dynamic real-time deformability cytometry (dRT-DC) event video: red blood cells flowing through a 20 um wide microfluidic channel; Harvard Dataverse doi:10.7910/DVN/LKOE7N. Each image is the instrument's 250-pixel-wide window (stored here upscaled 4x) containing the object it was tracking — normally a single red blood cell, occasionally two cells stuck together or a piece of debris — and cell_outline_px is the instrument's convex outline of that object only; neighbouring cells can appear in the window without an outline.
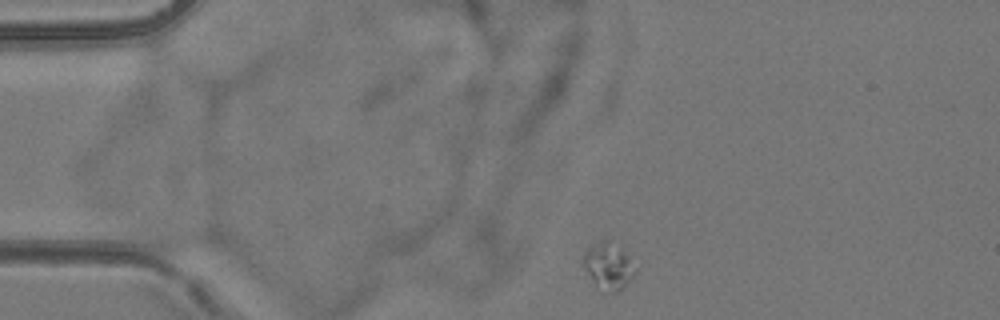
{"species": "common noctule bat (a hibernating species)", "species_latin": "Nyctalus noctula", "temperature_condition": "room temperature", "stored_images_in_passage": 3, "camera_frame_rate_fps": 3000, "um_per_image_px": 0.085, "animal": {"sex": "female", "body_mass_g": 24.6, "forearm_length_mm": 56.2}, "frame": {"image": 1, "passage_image": 1, "time_ms": 0.0, "image_size_px": [1000, 320], "cell_outline_px": [[636, 272], [616, 292], [608, 292], [584, 268], [580, 260], [584, 252], [592, 244], [600, 240], [604, 240], [620, 248]], "centroid_in_image_um": [51.64, 22.55], "position_along_channel_um": 33.4, "area_um2": 12.89}}
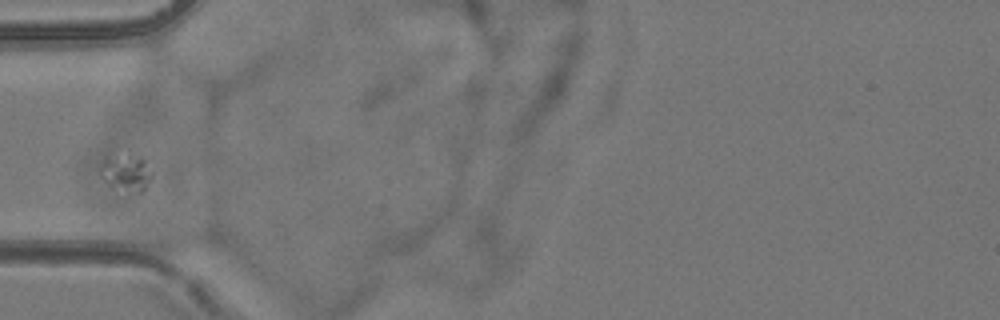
{"frame": {"image": 2, "passage_image": 3, "time_ms": 2.333, "image_size_px": [1000, 320], "cell_outline_px": [[152, 176], [144, 188], [140, 192], [124, 196], [112, 188], [100, 176], [100, 164], [104, 156], [108, 152], [112, 152], [144, 160], [152, 172]], "centroid_in_image_um": [10.62, 14.72], "position_along_channel_um": 74.4, "area_um2": 11.73}}